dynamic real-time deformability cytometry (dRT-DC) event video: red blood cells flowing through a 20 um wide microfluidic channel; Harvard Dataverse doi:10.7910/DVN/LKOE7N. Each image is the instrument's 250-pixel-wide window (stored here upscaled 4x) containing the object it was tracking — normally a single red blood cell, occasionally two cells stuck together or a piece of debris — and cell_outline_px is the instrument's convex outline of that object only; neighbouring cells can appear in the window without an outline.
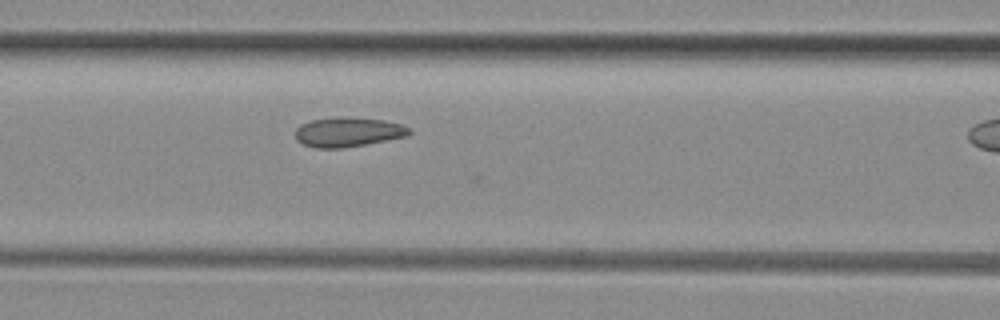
{"species": "common noctule bat (a hibernating species)", "species_latin": "Nyctalus noctula", "temperature_condition": "room temperature", "stored_images_in_passage": 17, "camera_frame_rate_fps": 3000, "um_per_image_px": 0.085, "animal": {"sex": "female", "body_mass_g": 29.2, "forearm_length_mm": 56.3}, "frame": {"image": 1, "passage_image": 16, "time_ms": 5.0, "image_size_px": [1000, 320], "cell_outline_px": [[412, 132], [404, 136], [344, 148], [316, 148], [304, 144], [296, 140], [296, 128], [300, 124], [312, 120], [336, 116], [384, 120], [400, 124], [408, 128]], "centroid_in_image_um": [29.52, 11.21], "position_along_channel_um": 137.1, "area_um2": 19.36}}